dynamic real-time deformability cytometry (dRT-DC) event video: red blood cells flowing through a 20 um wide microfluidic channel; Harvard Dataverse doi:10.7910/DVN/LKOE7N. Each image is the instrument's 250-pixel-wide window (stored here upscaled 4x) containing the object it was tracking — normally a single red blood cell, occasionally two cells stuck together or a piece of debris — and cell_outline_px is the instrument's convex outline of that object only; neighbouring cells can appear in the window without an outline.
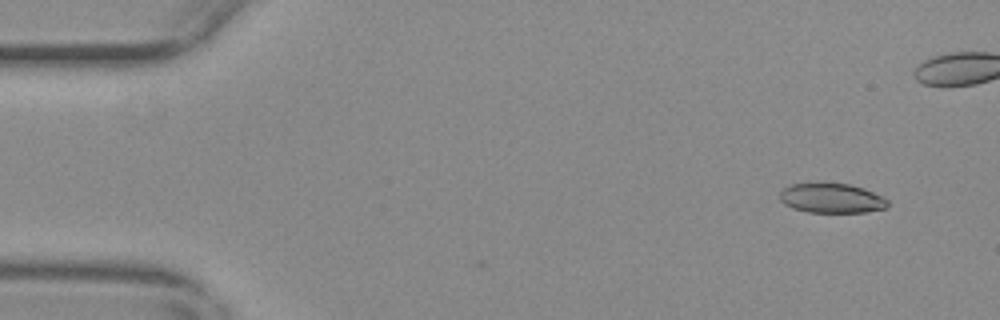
{"species": "common noctule bat (a hibernating species)", "species_latin": "Nyctalus noctula", "temperature_condition": "warm", "stored_images_in_passage": 43, "camera_frame_rate_fps": 3000, "um_per_image_px": 0.085, "animal": {"sex": "female", "body_mass_g": 29.2, "forearm_length_mm": 56.3}, "frame": {"image": 1, "passage_image": 2, "time_ms": 0.333, "image_size_px": [1000, 320], "cell_outline_px": [[888, 204], [884, 208], [864, 212], [808, 212], [792, 208], [784, 204], [780, 200], [780, 192], [784, 188], [792, 184], [848, 184], [864, 188], [884, 196], [888, 200]], "centroid_in_image_um": [70.69, 16.86], "position_along_channel_um": 14.3, "area_um2": 18.44}}
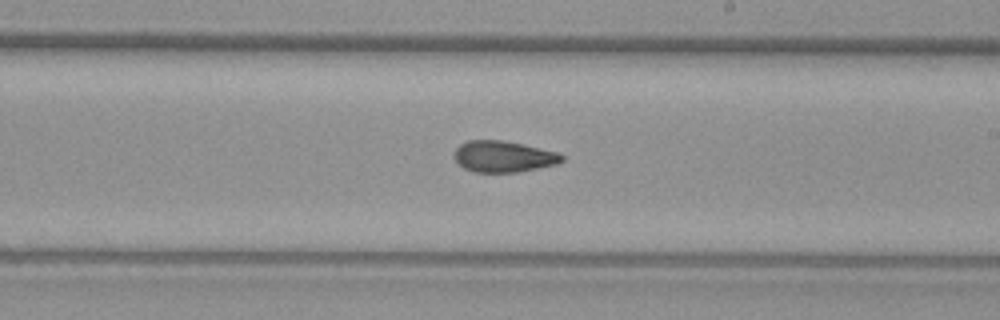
{"frame": {"image": 2, "passage_image": 30, "time_ms": 9.667, "image_size_px": [1000, 320], "cell_outline_px": [[564, 160], [556, 164], [516, 172], [472, 172], [464, 168], [456, 160], [456, 148], [460, 144], [468, 140], [504, 140], [560, 152], [564, 156]], "centroid_in_image_um": [42.82, 13.29], "position_along_channel_um": 246.2, "area_um2": 19.54}}
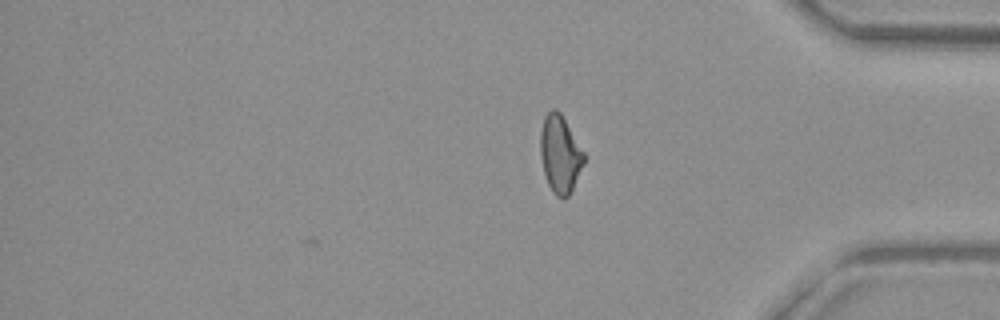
{"frame": {"image": 3, "passage_image": 43, "time_ms": 14.0, "image_size_px": [1000, 320], "cell_outline_px": [[584, 164], [568, 196], [564, 200], [560, 200], [552, 192], [548, 184], [544, 172], [540, 156], [540, 132], [544, 116], [552, 108], [556, 108], [560, 112], [584, 152]], "centroid_in_image_um": [47.59, 13.11], "position_along_channel_um": 387.6, "area_um2": 19.71}, "authors_computed_cell_mechanics": {"area_um2": 19.8254, "velocity_mm_per_s": 3.7168, "shape_relaxation_time_tau1_ms": null, "shape_relaxation_time_tau2_ms": 3.3356, "deformation_change_tau1": null, "deformation_change_tau2": 0.0978}}